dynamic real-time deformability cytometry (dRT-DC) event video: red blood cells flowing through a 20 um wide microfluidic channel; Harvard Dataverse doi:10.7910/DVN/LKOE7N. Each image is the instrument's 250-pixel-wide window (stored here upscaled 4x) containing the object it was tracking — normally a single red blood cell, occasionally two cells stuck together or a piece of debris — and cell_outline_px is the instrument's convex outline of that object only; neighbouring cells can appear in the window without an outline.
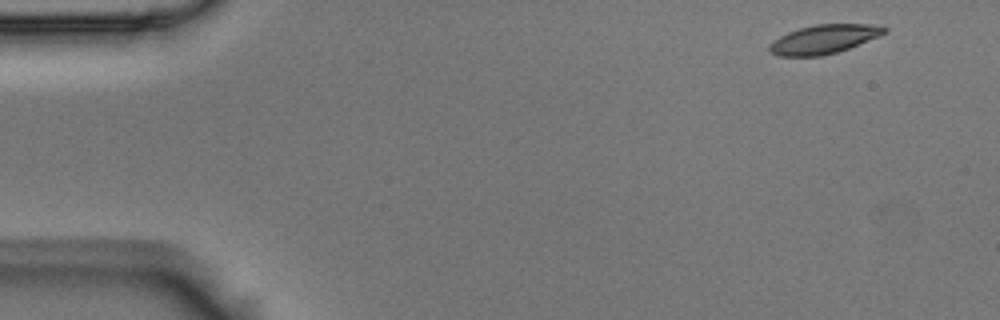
{"species": "Egyptian fruit bat (a non-hibernating species)", "species_latin": "Rousettus aegyptiacus", "temperature_condition": "room temperature", "stored_images_in_passage": 4, "camera_frame_rate_fps": 3000, "um_per_image_px": 0.085, "animal": {"sex": "male"}, "frame": {"image": 1, "passage_image": 1, "time_ms": 0.0, "image_size_px": [1000, 320], "cell_outline_px": [[888, 32], [848, 48], [836, 52], [820, 56], [776, 56], [768, 48], [768, 44], [780, 36], [788, 32], [800, 28], [816, 24], [880, 24], [888, 28]], "centroid_in_image_um": [70.04, 3.32], "position_along_channel_um": 15.0, "area_um2": 19.31}}
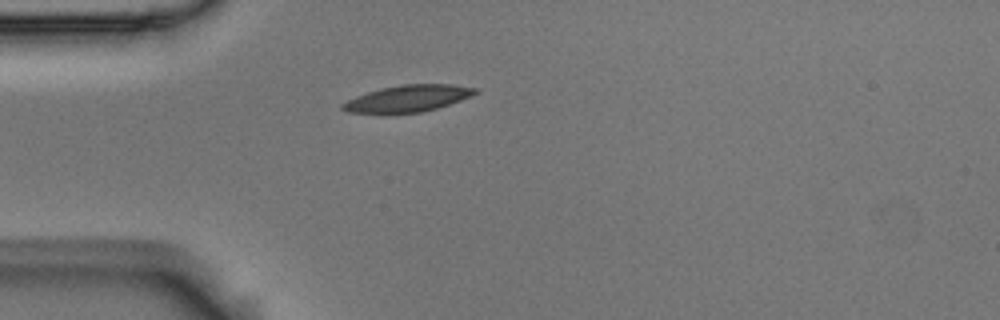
{"frame": {"image": 2, "passage_image": 4, "time_ms": 1.0, "image_size_px": [1000, 320], "cell_outline_px": [[480, 92], [472, 96], [436, 108], [420, 112], [384, 116], [348, 112], [340, 108], [340, 104], [356, 96], [380, 88], [404, 84], [448, 84], [476, 88]], "centroid_in_image_um": [34.58, 8.41], "position_along_channel_um": 50.4, "area_um2": 21.21}}